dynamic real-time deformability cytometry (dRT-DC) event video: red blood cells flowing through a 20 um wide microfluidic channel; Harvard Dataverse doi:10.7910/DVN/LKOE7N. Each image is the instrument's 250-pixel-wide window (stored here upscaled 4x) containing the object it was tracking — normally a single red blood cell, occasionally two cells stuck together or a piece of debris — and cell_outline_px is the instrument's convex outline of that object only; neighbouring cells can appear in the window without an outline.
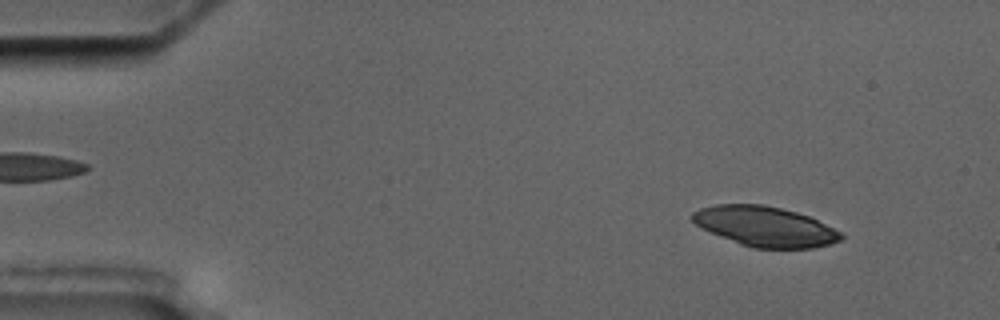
{"species": "common noctule bat (a hibernating species)", "species_latin": "Nyctalus noctula", "temperature_condition": "cold", "stored_images_in_passage": 5, "camera_frame_rate_fps": 3000, "um_per_image_px": 0.085, "animal": {"sex": "male", "body_mass_g": 17.5, "forearm_length_mm": 52.3}, "frame": {"image": 1, "passage_image": 2, "time_ms": 1.0, "image_size_px": [1000, 320], "cell_outline_px": [[844, 236], [840, 240], [832, 244], [812, 248], [752, 248], [740, 244], [720, 236], [696, 224], [688, 216], [692, 212], [700, 208], [716, 204], [764, 204], [796, 212], [808, 216], [840, 232]], "centroid_in_image_um": [65.0, 19.24], "position_along_channel_um": 20.0, "area_um2": 34.45}}